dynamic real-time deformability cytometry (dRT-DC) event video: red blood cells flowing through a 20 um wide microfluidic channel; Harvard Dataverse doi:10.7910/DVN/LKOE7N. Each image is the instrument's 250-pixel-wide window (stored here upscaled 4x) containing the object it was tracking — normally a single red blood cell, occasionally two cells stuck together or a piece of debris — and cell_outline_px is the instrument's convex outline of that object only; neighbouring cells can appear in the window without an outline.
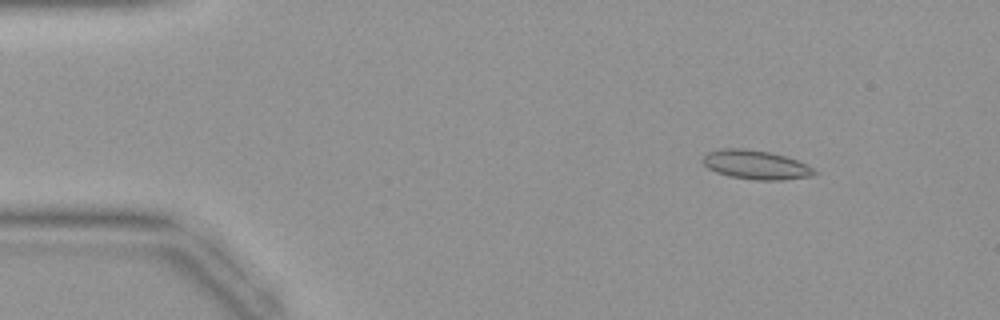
{"species": "common noctule bat (a hibernating species)", "species_latin": "Nyctalus noctula", "temperature_condition": "warm", "stored_images_in_passage": 40, "camera_frame_rate_fps": 3000, "um_per_image_px": 0.085, "animal": {"sex": "female", "body_mass_g": 19.9}, "frame": {"image": 1, "passage_image": 2, "time_ms": 0.333, "image_size_px": [1000, 320], "cell_outline_px": [[820, 172], [812, 176], [784, 180], [756, 180], [728, 176], [716, 172], [708, 168], [700, 160], [708, 152], [720, 148], [744, 148], [768, 152], [784, 156], [808, 164]], "centroid_in_image_um": [64.26, 14.01], "position_along_channel_um": 20.7, "area_um2": 19.07}}
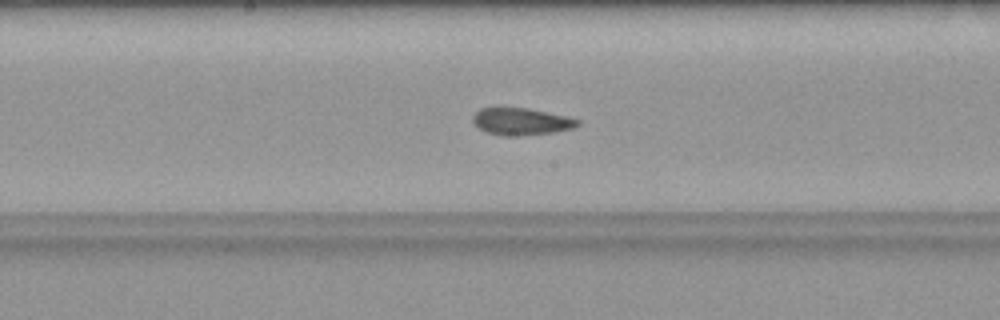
{"frame": {"image": 2, "passage_image": 19, "time_ms": 6.0, "image_size_px": [1000, 320], "cell_outline_px": [[580, 124], [572, 128], [552, 132], [516, 136], [504, 136], [488, 132], [472, 124], [472, 116], [480, 108], [496, 104], [500, 104], [528, 108], [568, 116], [580, 120]], "centroid_in_image_um": [44.22, 10.27], "position_along_channel_um": 204.0, "area_um2": 17.22}}
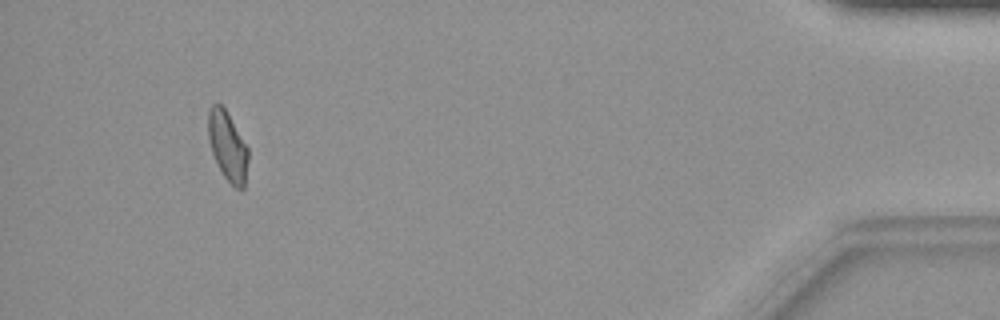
{"frame": {"image": 3, "passage_image": 37, "time_ms": 12.0, "image_size_px": [1000, 320], "cell_outline_px": [[248, 160], [244, 188], [240, 192], [224, 176], [212, 152], [208, 140], [208, 112], [212, 104], [220, 104], [224, 108], [248, 148]], "centroid_in_image_um": [19.35, 12.45], "position_along_channel_um": 415.9, "area_um2": 15.84}}